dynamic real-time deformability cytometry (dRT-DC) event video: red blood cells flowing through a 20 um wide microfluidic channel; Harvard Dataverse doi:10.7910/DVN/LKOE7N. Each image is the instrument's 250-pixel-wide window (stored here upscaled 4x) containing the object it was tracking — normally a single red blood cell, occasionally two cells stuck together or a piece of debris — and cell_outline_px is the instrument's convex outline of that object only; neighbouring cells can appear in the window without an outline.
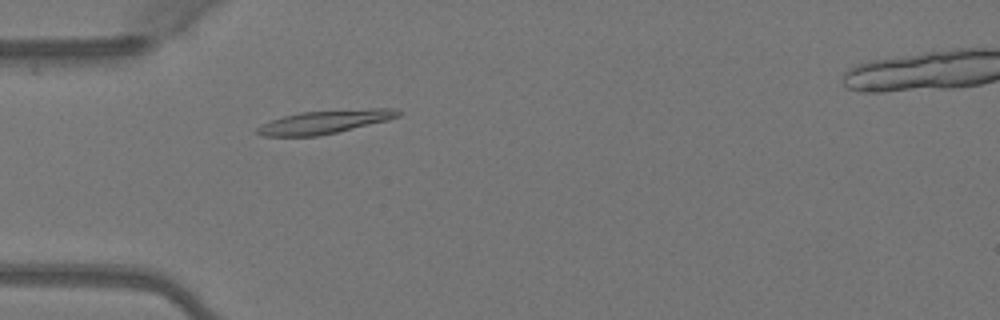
{"species": "Egyptian fruit bat (a non-hibernating species)", "species_latin": "Rousettus aegyptiacus", "temperature_condition": "warm", "stored_images_in_passage": 2, "camera_frame_rate_fps": 3000, "um_per_image_px": 0.085, "animal": {"sex": "female"}, "frame": {"image": 1, "passage_image": 1, "time_ms": 0.0, "image_size_px": [1000, 320], "cell_outline_px": [[400, 116], [388, 120], [336, 132], [316, 136], [260, 136], [256, 132], [256, 128], [272, 120], [284, 116], [300, 112], [372, 108], [396, 108], [400, 112]], "centroid_in_image_um": [27.62, 10.35], "position_along_channel_um": 57.4, "area_um2": 18.96}}